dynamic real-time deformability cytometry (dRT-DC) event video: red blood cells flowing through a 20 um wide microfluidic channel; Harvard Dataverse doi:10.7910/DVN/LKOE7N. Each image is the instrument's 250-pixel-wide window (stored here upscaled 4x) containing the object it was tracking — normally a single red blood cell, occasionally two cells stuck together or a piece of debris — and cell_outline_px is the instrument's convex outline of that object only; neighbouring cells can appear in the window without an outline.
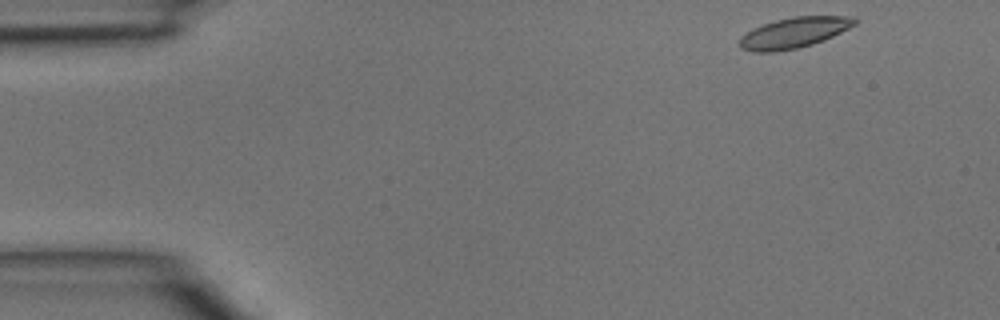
{"species": "common noctule bat (a hibernating species)", "species_latin": "Nyctalus noctula", "temperature_condition": "room temperature", "stored_images_in_passage": 41, "camera_frame_rate_fps": 3000, "um_per_image_px": 0.085, "animal": {"sex": "male", "body_mass_g": 15.6}, "frame": {"image": 1, "passage_image": 1, "time_ms": 0.0, "image_size_px": [1000, 320], "cell_outline_px": [[860, 20], [856, 24], [824, 40], [812, 44], [796, 48], [772, 52], [752, 52], [740, 48], [736, 44], [740, 36], [752, 28], [776, 20], [792, 16], [856, 16]], "centroid_in_image_um": [67.46, 2.77], "position_along_channel_um": 17.5, "area_um2": 20.75}}
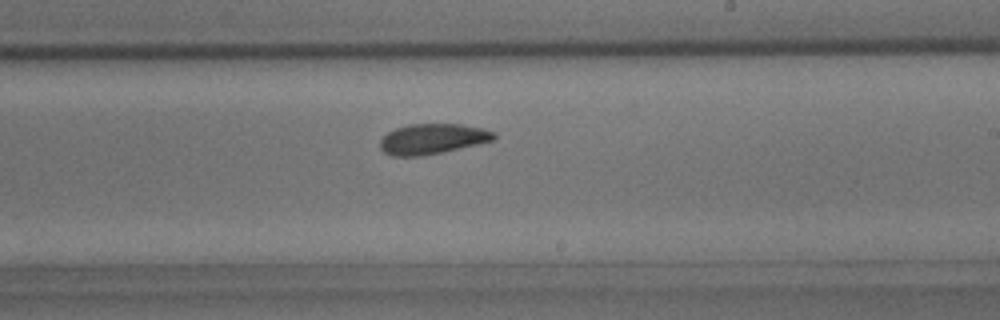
{"frame": {"image": 2, "passage_image": 23, "time_ms": 7.333, "image_size_px": [1000, 320], "cell_outline_px": [[496, 136], [492, 140], [444, 152], [420, 156], [392, 156], [384, 152], [380, 148], [380, 140], [388, 132], [396, 128], [408, 124], [460, 124], [484, 128], [496, 132]], "centroid_in_image_um": [36.75, 11.8], "position_along_channel_um": 252.3, "area_um2": 20.11}}
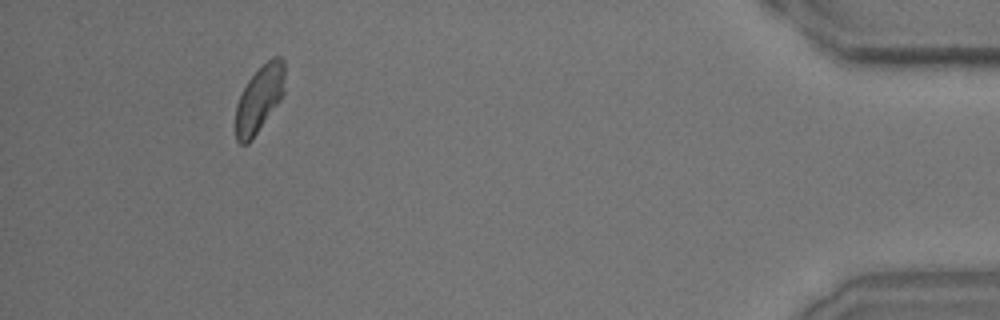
{"frame": {"image": 3, "passage_image": 38, "time_ms": 12.333, "image_size_px": [1000, 320], "cell_outline_px": [[284, 92], [280, 100], [248, 144], [240, 144], [236, 140], [236, 104], [248, 80], [272, 56], [280, 56], [284, 60]], "centroid_in_image_um": [22.05, 8.4], "position_along_channel_um": 413.2, "area_um2": 18.73}}